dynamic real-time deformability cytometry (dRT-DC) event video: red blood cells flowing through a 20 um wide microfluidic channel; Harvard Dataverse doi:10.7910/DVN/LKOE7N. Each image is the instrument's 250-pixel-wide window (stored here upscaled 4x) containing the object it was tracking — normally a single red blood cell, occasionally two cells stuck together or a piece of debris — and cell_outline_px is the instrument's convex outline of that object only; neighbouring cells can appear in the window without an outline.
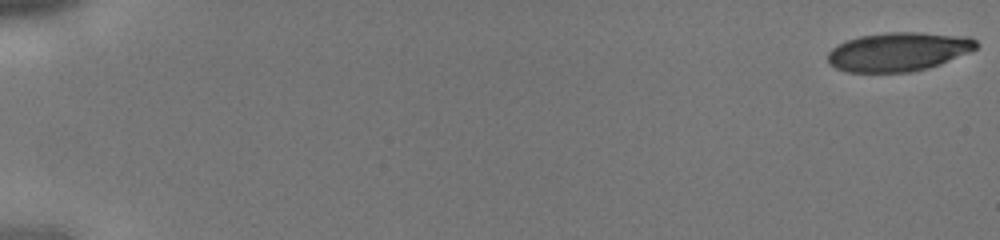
{"species": "human", "species_latin": "Homo sapiens", "temperature_condition": "cold", "stored_images_in_passage": 44, "camera_frame_rate_fps": 3000, "um_per_image_px": 0.085, "donor": {"sex": "male"}, "frame": {"image": 1, "passage_image": 1, "time_ms": 0.0, "image_size_px": [1000, 240], "cell_outline_px": [[980, 44], [976, 48], [968, 52], [940, 64], [928, 68], [912, 72], [848, 72], [836, 68], [828, 60], [828, 52], [832, 48], [844, 40], [860, 36], [884, 32], [920, 32], [968, 36], [976, 40]], "centroid_in_image_um": [76.37, 4.38], "position_along_channel_um": 8.6, "area_um2": 33.76}}
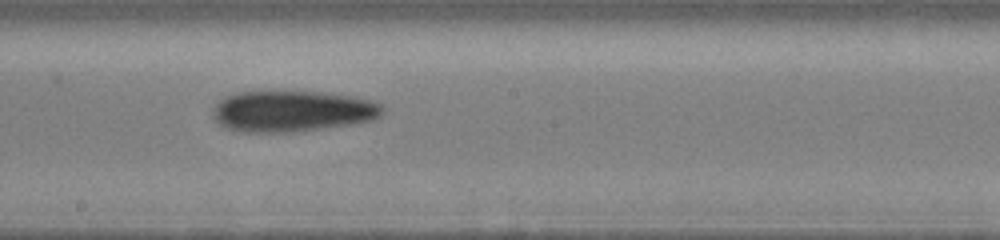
{"frame": {"image": 2, "passage_image": 26, "time_ms": 8.333, "image_size_px": [1000, 240], "cell_outline_px": [[384, 112], [380, 116], [372, 120], [352, 124], [292, 132], [244, 132], [228, 128], [220, 124], [212, 116], [212, 108], [220, 100], [228, 96], [240, 92], [320, 92], [356, 96], [372, 100], [384, 104]], "centroid_in_image_um": [24.9, 9.45], "position_along_channel_um": 223.3, "area_um2": 40.63}}
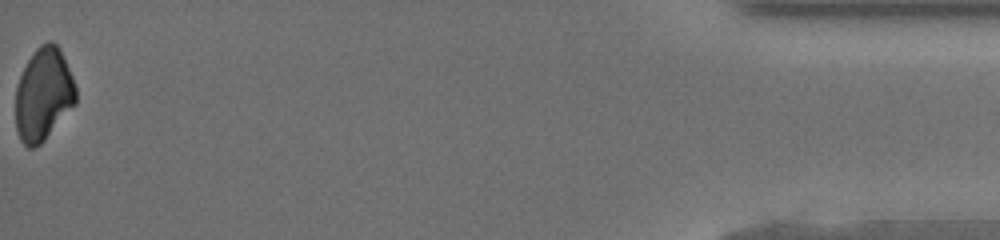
{"frame": {"image": 3, "passage_image": 44, "time_ms": 14.333, "image_size_px": [1000, 240], "cell_outline_px": [[76, 104], [44, 140], [36, 148], [28, 148], [20, 140], [16, 128], [16, 88], [20, 76], [28, 60], [36, 48], [40, 44], [48, 40], [52, 40], [56, 44], [72, 76], [76, 88]], "centroid_in_image_um": [3.69, 8.04], "position_along_channel_um": 431.5, "area_um2": 32.43}}